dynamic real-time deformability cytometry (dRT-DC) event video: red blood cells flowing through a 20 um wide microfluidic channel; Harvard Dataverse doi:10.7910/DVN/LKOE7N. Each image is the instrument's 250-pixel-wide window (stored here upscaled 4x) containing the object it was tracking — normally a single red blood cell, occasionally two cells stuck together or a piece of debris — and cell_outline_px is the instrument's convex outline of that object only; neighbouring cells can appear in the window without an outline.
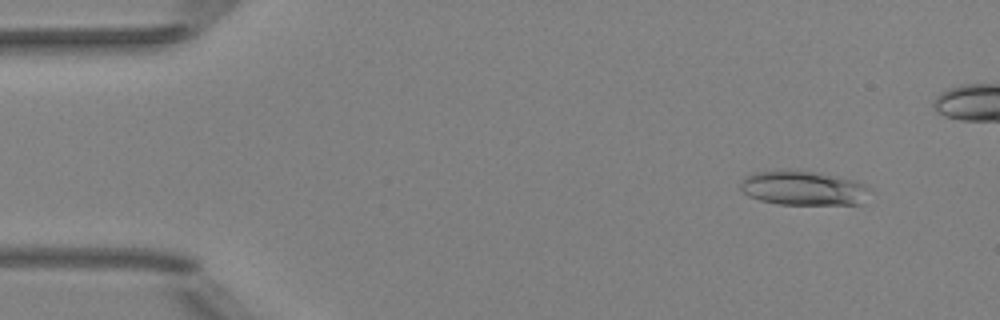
{"species": "Egyptian fruit bat (a non-hibernating species)", "species_latin": "Rousettus aegyptiacus", "temperature_condition": "room temperature", "stored_images_in_passage": 46, "camera_frame_rate_fps": 3000, "um_per_image_px": 0.085, "animal": {"sex": "female"}, "frame": {"image": 1, "passage_image": 5, "time_ms": 1.333, "image_size_px": [1000, 320], "cell_outline_px": [[868, 188], [860, 204], [776, 204], [760, 200], [748, 196], [740, 188], [740, 180], [744, 176], [752, 172], [812, 172], [836, 176], [856, 180], [864, 184]], "centroid_in_image_um": [68.21, 16.01], "position_along_channel_um": 16.8, "area_um2": 25.2}}
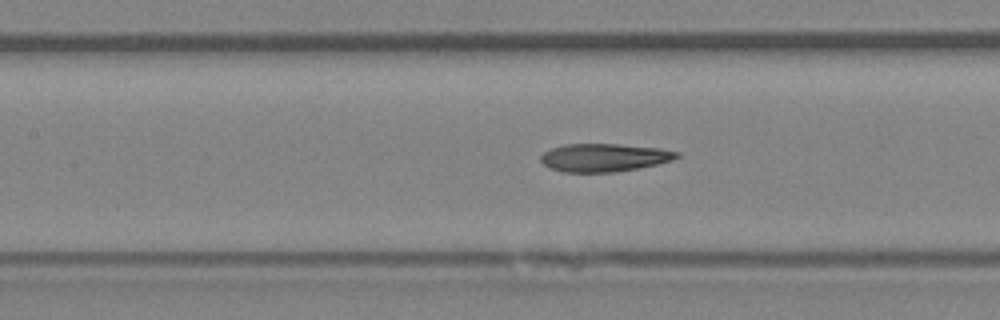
{"frame": {"image": 2, "passage_image": 23, "time_ms": 7.333, "image_size_px": [1000, 320], "cell_outline_px": [[680, 156], [672, 160], [656, 164], [616, 172], [564, 172], [548, 168], [540, 160], [540, 156], [544, 152], [552, 148], [564, 144], [616, 144], [660, 148], [680, 152]], "centroid_in_image_um": [51.33, 13.39], "position_along_channel_um": 156.1, "area_um2": 22.2}}
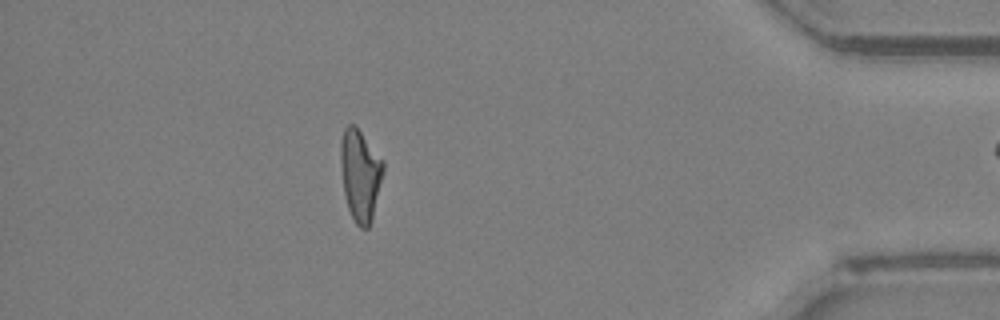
{"frame": {"image": 3, "passage_image": 45, "time_ms": 14.667, "image_size_px": [1000, 320], "cell_outline_px": [[384, 172], [372, 220], [368, 228], [360, 228], [356, 224], [348, 208], [344, 192], [340, 164], [340, 140], [344, 128], [348, 124], [356, 124], [384, 160]], "centroid_in_image_um": [30.63, 14.82], "position_along_channel_um": 404.6, "area_um2": 23.18}}